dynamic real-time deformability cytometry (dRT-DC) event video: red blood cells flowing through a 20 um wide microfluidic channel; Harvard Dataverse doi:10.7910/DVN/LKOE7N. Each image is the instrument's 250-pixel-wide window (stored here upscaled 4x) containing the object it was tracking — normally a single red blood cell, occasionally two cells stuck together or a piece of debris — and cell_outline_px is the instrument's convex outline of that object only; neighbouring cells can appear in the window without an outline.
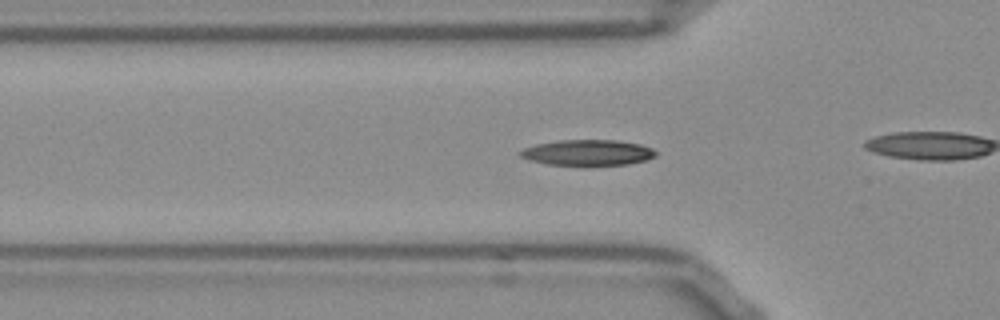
{"species": "Egyptian fruit bat (a non-hibernating species)", "species_latin": "Rousettus aegyptiacus", "temperature_condition": "room temperature", "stored_images_in_passage": 53, "camera_frame_rate_fps": 3000, "um_per_image_px": 0.085, "frame": {"image": 1, "passage_image": 16, "time_ms": 5.0, "image_size_px": [1000, 320], "cell_outline_px": [[656, 156], [644, 160], [628, 164], [548, 164], [532, 160], [520, 156], [520, 152], [524, 148], [536, 144], [560, 140], [616, 140], [640, 144], [652, 148], [656, 152]], "centroid_in_image_um": [49.98, 12.95], "position_along_channel_um": 75.8, "area_um2": 19.77}}
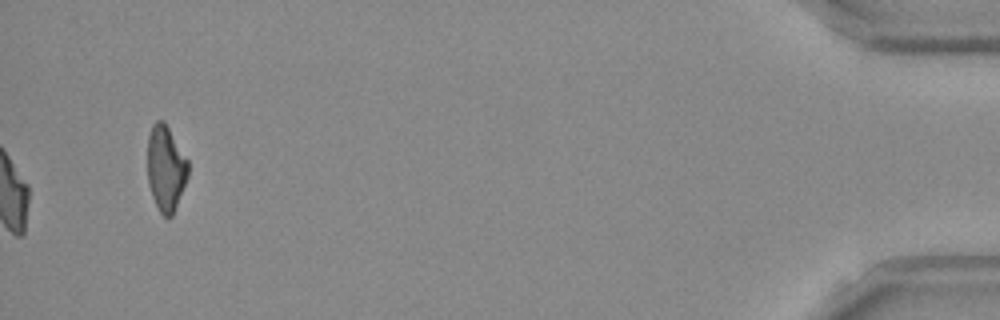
{"frame": {"image": 2, "passage_image": 53, "time_ms": 17.333, "image_size_px": [1000, 320], "cell_outline_px": [[188, 176], [172, 216], [164, 216], [160, 212], [152, 196], [148, 184], [148, 136], [152, 124], [156, 120], [164, 120], [188, 160]], "centroid_in_image_um": [14.08, 14.27], "position_along_channel_um": 421.1, "area_um2": 20.11}, "authors_computed_cell_mechanics": {"area_um2": 19.3052, "velocity_mm_per_s": 3.8035, "shape_relaxation_time_tau1_ms": 10.2877, "shape_relaxation_time_tau2_ms": 10.9643, "deformation_change_tau1": 0.2483, "deformation_change_tau2": 0.1745}}